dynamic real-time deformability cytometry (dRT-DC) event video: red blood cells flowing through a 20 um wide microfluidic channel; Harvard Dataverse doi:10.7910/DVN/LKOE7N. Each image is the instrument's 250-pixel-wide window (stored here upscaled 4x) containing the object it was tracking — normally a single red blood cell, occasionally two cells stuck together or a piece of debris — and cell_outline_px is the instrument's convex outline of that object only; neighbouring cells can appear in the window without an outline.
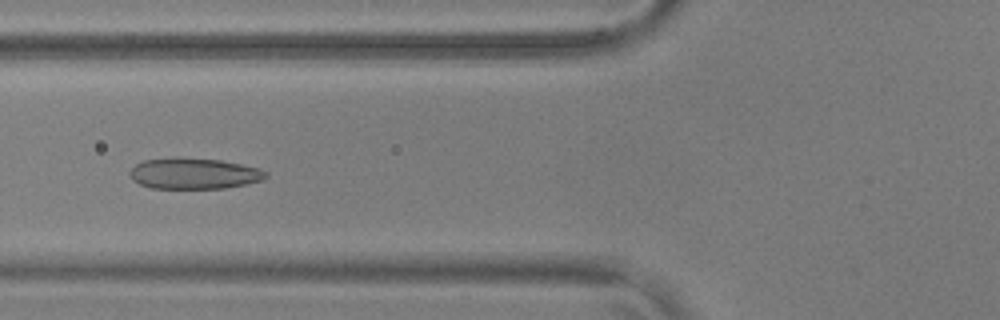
{"species": "common noctule bat (a hibernating species)", "species_latin": "Nyctalus noctula", "temperature_condition": "warm", "stored_images_in_passage": 54, "camera_frame_rate_fps": 3000, "um_per_image_px": 0.085, "animal": {"sex": "male", "body_mass_g": 17.9, "forearm_length_mm": 54.2}, "frame": {"image": 1, "passage_image": 21, "time_ms": 6.667, "image_size_px": [1000, 320], "cell_outline_px": [[268, 176], [264, 180], [248, 184], [224, 188], [152, 188], [140, 184], [132, 180], [128, 172], [136, 164], [144, 160], [220, 160], [260, 168], [268, 172]], "centroid_in_image_um": [16.55, 14.79], "position_along_channel_um": 109.2, "area_um2": 23.81}}
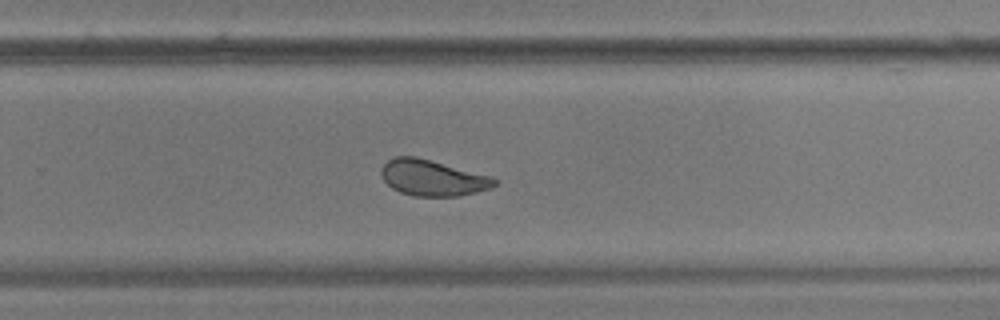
{"frame": {"image": 2, "passage_image": 36, "time_ms": 11.667, "image_size_px": [1000, 320], "cell_outline_px": [[500, 180], [496, 184], [488, 188], [460, 196], [416, 196], [400, 192], [392, 188], [384, 180], [380, 172], [384, 164], [388, 160], [396, 156], [416, 156], [492, 176]], "centroid_in_image_um": [36.77, 15.11], "position_along_channel_um": 293.0, "area_um2": 23.64}}
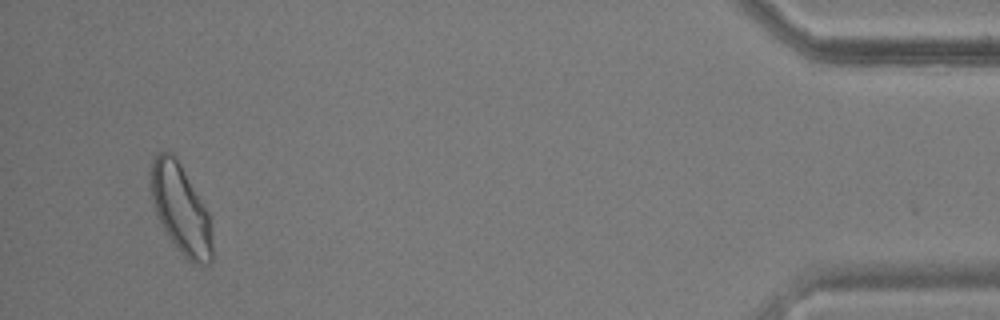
{"frame": {"image": 3, "passage_image": 52, "time_ms": 17.0, "image_size_px": [1000, 320], "cell_outline_px": [[212, 260], [208, 264], [196, 264], [188, 260], [176, 248], [168, 236], [152, 204], [152, 160], [156, 152], [172, 152], [176, 156], [208, 212], [212, 240]], "centroid_in_image_um": [15.37, 17.78], "position_along_channel_um": 419.8, "area_um2": 31.44}, "authors_computed_cell_mechanics": {"area_um2": 26.0389, "velocity_mm_per_s": 3.6759, "shape_relaxation_time_tau1_ms": 3.5332, "shape_relaxation_time_tau2_ms": 1.3066, "deformation_change_tau1": 0.131, "deformation_change_tau2": 0.065}}